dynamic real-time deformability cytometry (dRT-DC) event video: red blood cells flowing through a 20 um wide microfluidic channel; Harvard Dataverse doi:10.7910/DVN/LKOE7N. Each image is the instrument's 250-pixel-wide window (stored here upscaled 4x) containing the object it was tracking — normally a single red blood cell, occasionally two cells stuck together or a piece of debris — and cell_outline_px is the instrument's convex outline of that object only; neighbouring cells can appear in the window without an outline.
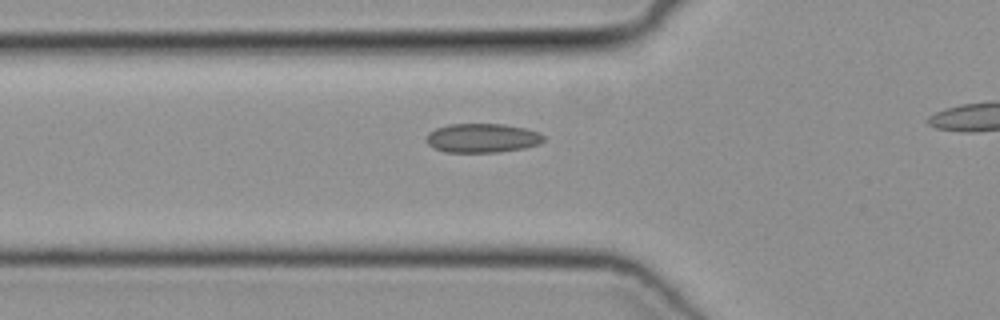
{"species": "common noctule bat (a hibernating species)", "species_latin": "Nyctalus noctula", "temperature_condition": "cold", "stored_images_in_passage": 25, "camera_frame_rate_fps": 3000, "um_per_image_px": 0.085, "animal": {"sex": "female", "body_mass_g": 19.3, "forearm_length_mm": 54.1}, "frame": {"image": 1, "passage_image": 2, "time_ms": 0.333, "image_size_px": [1000, 320], "cell_outline_px": [[544, 140], [540, 144], [524, 148], [496, 152], [444, 152], [428, 144], [424, 140], [428, 132], [436, 128], [448, 124], [504, 124], [524, 128], [540, 132], [544, 136]], "centroid_in_image_um": [40.98, 11.73], "position_along_channel_um": 84.8, "area_um2": 20.0}}
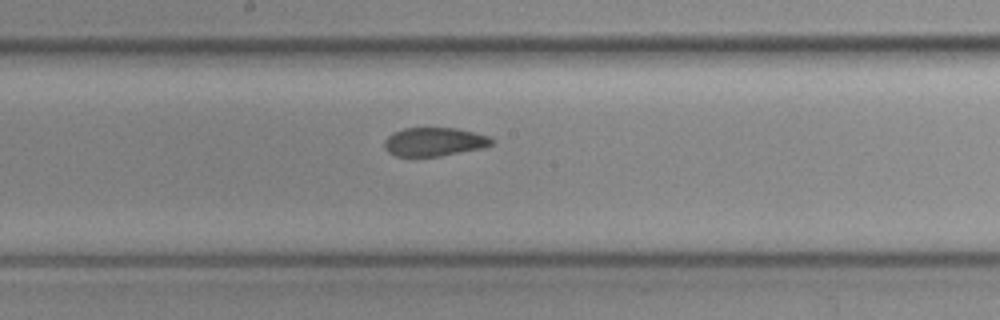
{"frame": {"image": 2, "passage_image": 11, "time_ms": 3.333, "image_size_px": [1000, 320], "cell_outline_px": [[492, 144], [484, 148], [440, 156], [396, 156], [388, 152], [384, 148], [384, 140], [392, 132], [404, 128], [456, 128], [488, 136], [492, 140]], "centroid_in_image_um": [36.87, 12.05], "position_along_channel_um": 211.3, "area_um2": 17.86}}
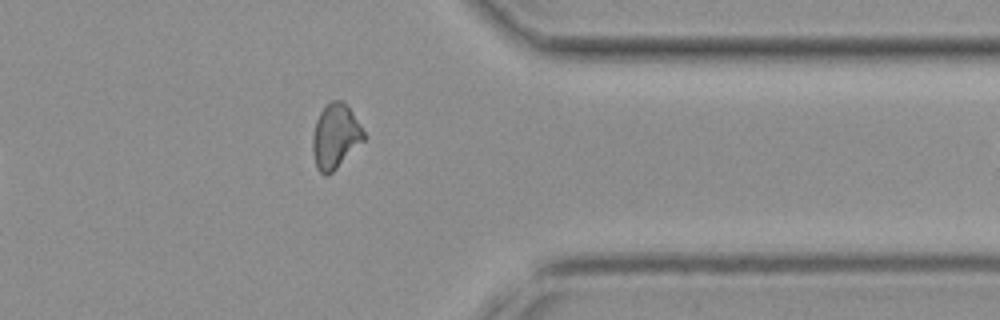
{"frame": {"image": 3, "passage_image": 24, "time_ms": 7.667, "image_size_px": [1000, 320], "cell_outline_px": [[364, 140], [328, 176], [324, 176], [316, 168], [312, 152], [312, 136], [316, 120], [324, 104], [332, 100], [340, 100], [348, 104], [364, 132]], "centroid_in_image_um": [28.47, 11.56], "position_along_channel_um": 382.9, "area_um2": 19.36}}